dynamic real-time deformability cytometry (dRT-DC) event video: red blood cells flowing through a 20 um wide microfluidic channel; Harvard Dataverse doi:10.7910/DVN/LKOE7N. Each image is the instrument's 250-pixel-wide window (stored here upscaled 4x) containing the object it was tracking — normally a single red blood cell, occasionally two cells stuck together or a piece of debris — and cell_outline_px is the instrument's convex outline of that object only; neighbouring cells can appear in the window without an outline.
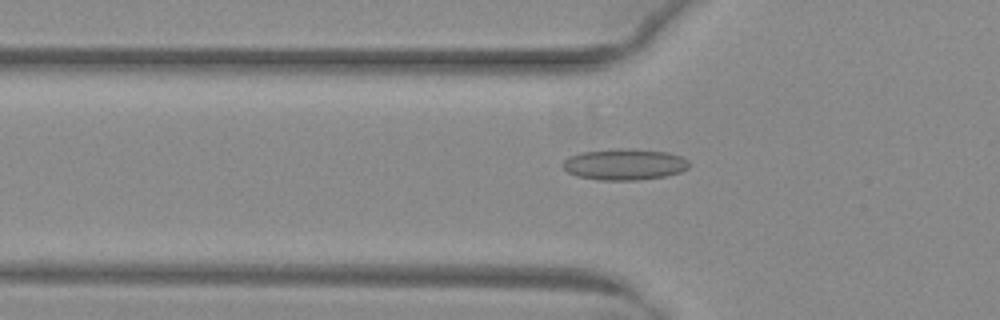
{"species": "common noctule bat (a hibernating species)", "species_latin": "Nyctalus noctula", "temperature_condition": "warm", "stored_images_in_passage": 52, "camera_frame_rate_fps": 3000, "um_per_image_px": 0.085, "animal": {"sex": "female", "body_mass_g": 29.2, "forearm_length_mm": 56.3}, "frame": {"image": 1, "passage_image": 19, "time_ms": 6.0, "image_size_px": [1000, 320], "cell_outline_px": [[688, 168], [680, 172], [664, 176], [636, 180], [600, 180], [576, 176], [568, 172], [564, 168], [564, 160], [568, 156], [580, 152], [616, 148], [620, 148], [668, 152], [680, 156], [688, 160]], "centroid_in_image_um": [53.06, 13.97], "position_along_channel_um": 72.7, "area_um2": 22.89}}
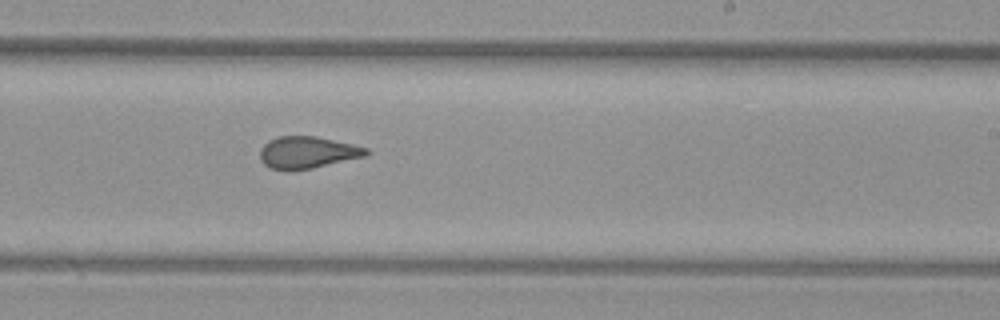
{"frame": {"image": 2, "passage_image": 33, "time_ms": 10.667, "image_size_px": [1000, 320], "cell_outline_px": [[368, 156], [312, 168], [292, 172], [284, 172], [268, 168], [260, 160], [260, 148], [268, 140], [280, 136], [316, 136], [352, 144], [368, 148]], "centroid_in_image_um": [26.09, 12.98], "position_along_channel_um": 262.9, "area_um2": 20.23}}
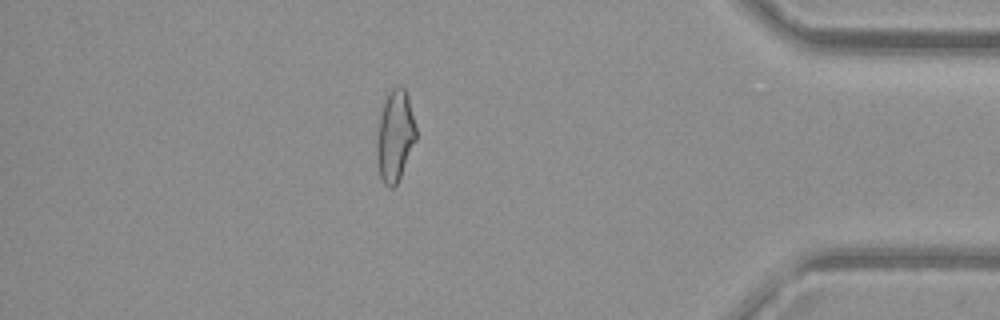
{"frame": {"image": 3, "passage_image": 46, "time_ms": 15.0, "image_size_px": [1000, 320], "cell_outline_px": [[416, 140], [400, 176], [396, 184], [392, 188], [388, 188], [384, 184], [380, 176], [376, 160], [376, 144], [380, 116], [384, 100], [388, 92], [396, 84], [400, 84], [404, 88], [408, 96], [416, 124]], "centroid_in_image_um": [33.57, 11.52], "position_along_channel_um": 401.6, "area_um2": 21.04}, "authors_computed_cell_mechanics": {"area_um2": 21.0681, "velocity_mm_per_s": 4.0648, "shape_relaxation_time_tau1_ms": null, "shape_relaxation_time_tau2_ms": 1.4262, "deformation_change_tau1": null, "deformation_change_tau2": 0.0794}}